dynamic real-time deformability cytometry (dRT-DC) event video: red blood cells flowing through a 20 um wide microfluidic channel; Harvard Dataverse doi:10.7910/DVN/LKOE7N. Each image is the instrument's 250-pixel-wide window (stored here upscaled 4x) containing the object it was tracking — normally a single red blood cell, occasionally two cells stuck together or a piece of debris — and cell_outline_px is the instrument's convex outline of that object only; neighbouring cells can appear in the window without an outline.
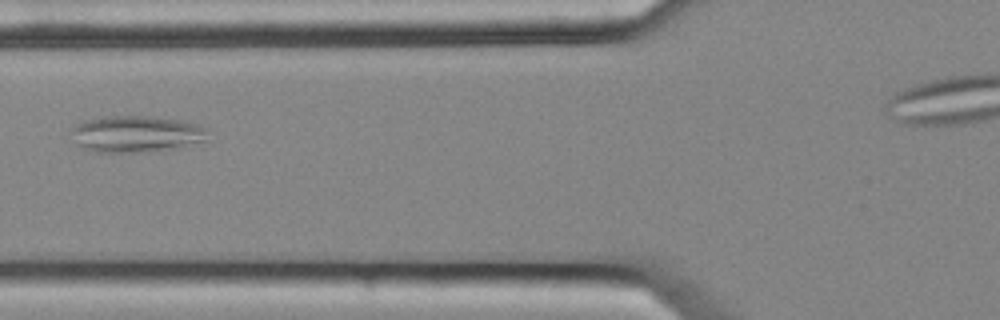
{"species": "common noctule bat (a hibernating species)", "species_latin": "Nyctalus noctula", "temperature_condition": "cold", "stored_images_in_passage": 4, "camera_frame_rate_fps": 3000, "um_per_image_px": 0.085, "animal": {"sex": "female", "body_mass_g": 25.1}, "frame": {"image": 1, "passage_image": 2, "time_ms": 0.333, "image_size_px": [1000, 320], "cell_outline_px": [[204, 140], [160, 148], [132, 152], [96, 152], [80, 148], [76, 144], [68, 132], [76, 124], [84, 120], [104, 116], [144, 116], [176, 120], [196, 124], [204, 128]], "centroid_in_image_um": [11.33, 11.36], "position_along_channel_um": 114.5, "area_um2": 27.98}}